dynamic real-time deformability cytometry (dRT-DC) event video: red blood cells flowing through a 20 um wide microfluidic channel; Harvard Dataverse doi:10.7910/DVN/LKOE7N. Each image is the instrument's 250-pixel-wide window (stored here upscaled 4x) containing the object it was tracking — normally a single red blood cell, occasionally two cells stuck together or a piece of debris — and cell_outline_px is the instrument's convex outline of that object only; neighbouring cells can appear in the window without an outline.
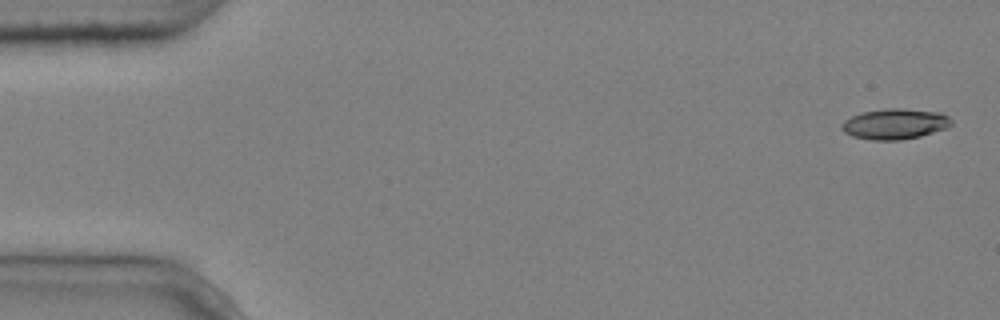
{"species": "common noctule bat (a hibernating species)", "species_latin": "Nyctalus noctula", "temperature_condition": "cold", "stored_images_in_passage": 6, "camera_frame_rate_fps": 3000, "um_per_image_px": 0.085, "animal": {"sex": "male", "body_mass_g": 20.4}, "frame": {"image": 1, "passage_image": 1, "time_ms": 0.0, "image_size_px": [1000, 320], "cell_outline_px": [[952, 124], [944, 128], [920, 136], [900, 140], [872, 140], [852, 136], [844, 132], [840, 128], [840, 124], [844, 120], [852, 116], [864, 112], [888, 108], [904, 108], [940, 112], [948, 116], [952, 120]], "centroid_in_image_um": [76.04, 10.53], "position_along_channel_um": 9.0, "area_um2": 19.48}}
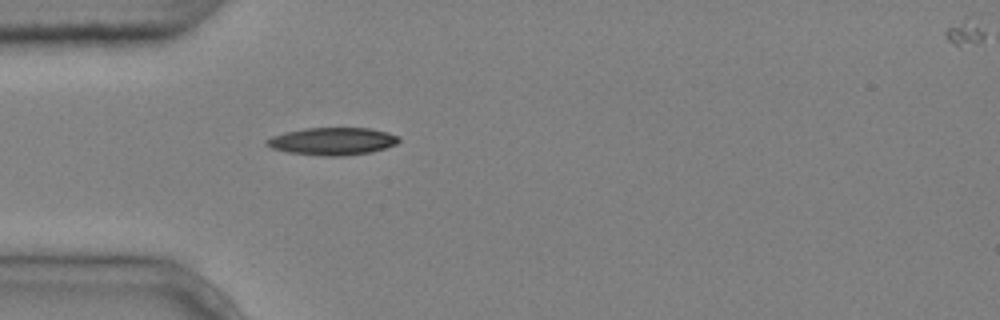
{"frame": {"image": 2, "passage_image": 5, "time_ms": 1.333, "image_size_px": [1000, 320], "cell_outline_px": [[400, 140], [396, 144], [372, 152], [344, 156], [324, 156], [288, 152], [272, 148], [264, 144], [264, 140], [272, 136], [284, 132], [304, 128], [372, 128], [388, 132], [400, 136]], "centroid_in_image_um": [28.26, 12.0], "position_along_channel_um": 56.7, "area_um2": 21.39}}